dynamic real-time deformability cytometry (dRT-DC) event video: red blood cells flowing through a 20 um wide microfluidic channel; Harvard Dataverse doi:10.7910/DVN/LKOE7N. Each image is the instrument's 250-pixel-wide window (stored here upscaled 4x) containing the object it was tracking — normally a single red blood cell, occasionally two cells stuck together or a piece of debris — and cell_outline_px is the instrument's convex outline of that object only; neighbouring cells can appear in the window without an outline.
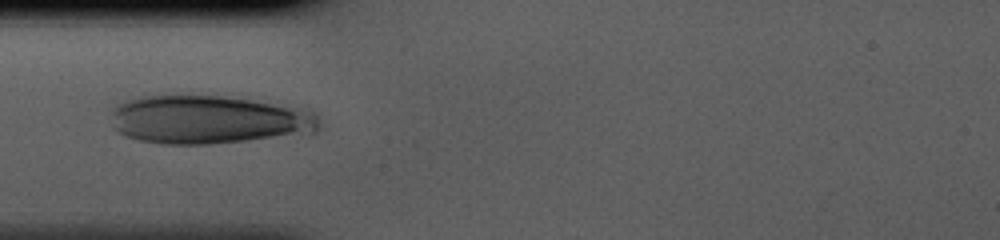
{"species": "human", "species_latin": "Homo sapiens", "temperature_condition": "cold", "stored_images_in_passage": 4, "camera_frame_rate_fps": 3000, "um_per_image_px": 0.085, "donor": {"sex": "male"}, "frame": {"image": 1, "passage_image": 1, "time_ms": 0.0, "image_size_px": [1000, 240], "cell_outline_px": [[320, 128], [316, 132], [308, 136], [208, 144], [164, 144], [140, 140], [124, 136], [116, 132], [112, 112], [112, 108], [120, 104], [144, 96], [220, 96], [252, 100], [304, 108], [316, 112], [320, 124]], "centroid_in_image_um": [17.88, 10.2], "position_along_channel_um": 67.1, "area_um2": 59.42}}